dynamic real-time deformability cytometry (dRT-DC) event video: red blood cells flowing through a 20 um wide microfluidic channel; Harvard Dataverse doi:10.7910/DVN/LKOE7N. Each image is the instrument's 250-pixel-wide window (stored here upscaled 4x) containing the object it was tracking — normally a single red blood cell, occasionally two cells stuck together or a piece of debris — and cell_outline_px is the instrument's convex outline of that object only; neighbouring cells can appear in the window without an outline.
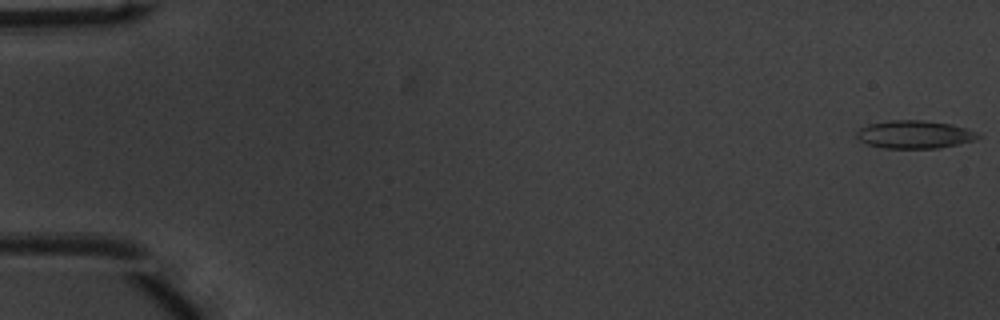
{"species": "common noctule bat (a hibernating species)", "species_latin": "Nyctalus noctula", "temperature_condition": "warm", "stored_images_in_passage": 52, "camera_frame_rate_fps": 3000, "um_per_image_px": 0.085, "animal": {"sex": "male", "body_mass_g": 20.1, "forearm_length_mm": 53.5}, "frame": {"image": 1, "passage_image": 1, "time_ms": 0.0, "image_size_px": [1000, 320], "cell_outline_px": [[984, 136], [976, 140], [936, 148], [884, 148], [868, 144], [860, 140], [856, 136], [856, 132], [860, 128], [868, 124], [888, 120], [920, 120], [952, 124], [980, 132]], "centroid_in_image_um": [77.78, 11.42], "position_along_channel_um": 7.2, "area_um2": 19.88}}
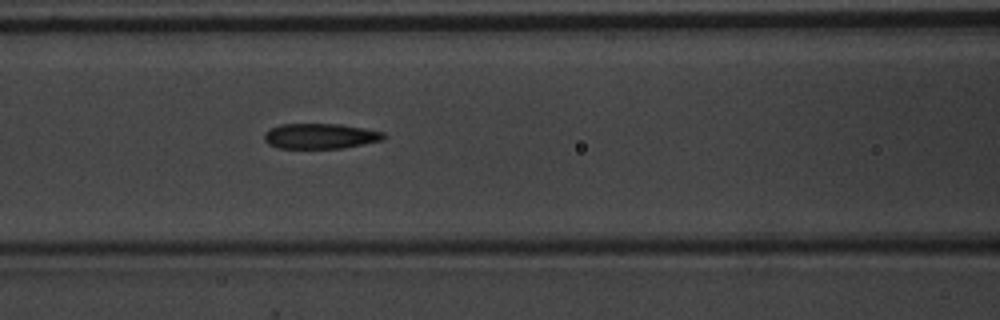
{"frame": {"image": 2, "passage_image": 23, "time_ms": 7.333, "image_size_px": [1000, 320], "cell_outline_px": [[388, 136], [384, 140], [364, 144], [340, 148], [280, 148], [268, 144], [264, 140], [264, 132], [268, 128], [280, 124], [340, 124], [364, 128], [384, 132]], "centroid_in_image_um": [27.23, 11.56], "position_along_channel_um": 139.4, "area_um2": 17.8}}
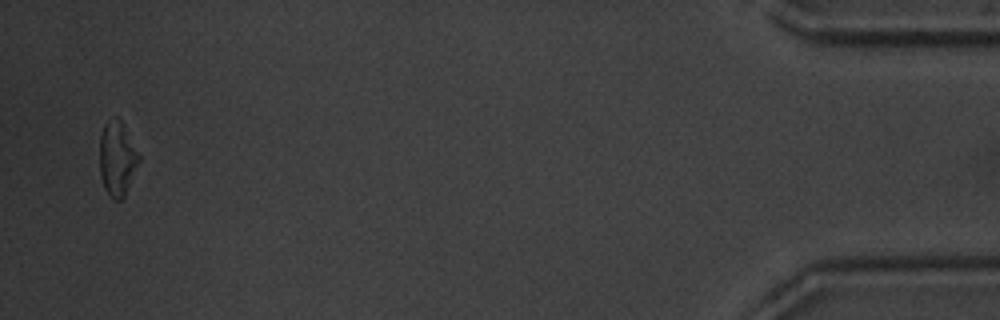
{"frame": {"image": 3, "passage_image": 51, "time_ms": 16.667, "image_size_px": [1000, 320], "cell_outline_px": [[140, 160], [124, 196], [120, 200], [112, 200], [108, 196], [104, 188], [100, 176], [100, 136], [104, 124], [108, 120], [116, 116], [120, 116], [140, 156]], "centroid_in_image_um": [9.95, 13.46], "position_along_channel_um": 425.2, "area_um2": 17.28}, "authors_computed_cell_mechanics": {"area_um2": 18.4671, "velocity_mm_per_s": 3.9293, "shape_relaxation_time_tau1_ms": 2.9921, "shape_relaxation_time_tau2_ms": 2.382, "deformation_change_tau1": 0.1056, "deformation_change_tau2": 0.1133}}